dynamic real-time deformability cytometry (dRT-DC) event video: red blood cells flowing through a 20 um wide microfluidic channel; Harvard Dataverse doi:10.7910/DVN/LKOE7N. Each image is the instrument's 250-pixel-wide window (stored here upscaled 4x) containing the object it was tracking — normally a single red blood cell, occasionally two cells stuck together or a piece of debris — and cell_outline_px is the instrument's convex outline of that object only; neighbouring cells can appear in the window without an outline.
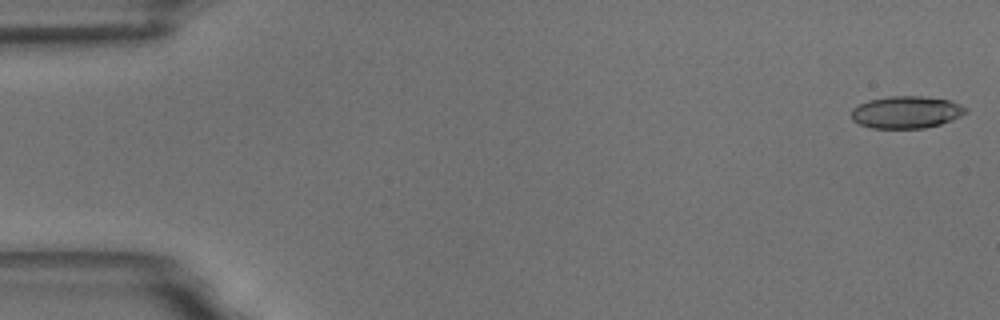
{"species": "common noctule bat (a hibernating species)", "species_latin": "Nyctalus noctula", "temperature_condition": "room temperature", "stored_images_in_passage": 55, "camera_frame_rate_fps": 3000, "um_per_image_px": 0.085, "animal": {"sex": "male", "body_mass_g": 18.8}, "frame": {"image": 1, "passage_image": 1, "time_ms": 0.0, "image_size_px": [1000, 320], "cell_outline_px": [[968, 112], [952, 120], [940, 124], [924, 128], [872, 128], [860, 124], [852, 120], [852, 108], [868, 100], [888, 96], [920, 96], [948, 100], [960, 104], [968, 108]], "centroid_in_image_um": [77.04, 9.53], "position_along_channel_um": 8.0, "area_um2": 21.44}}
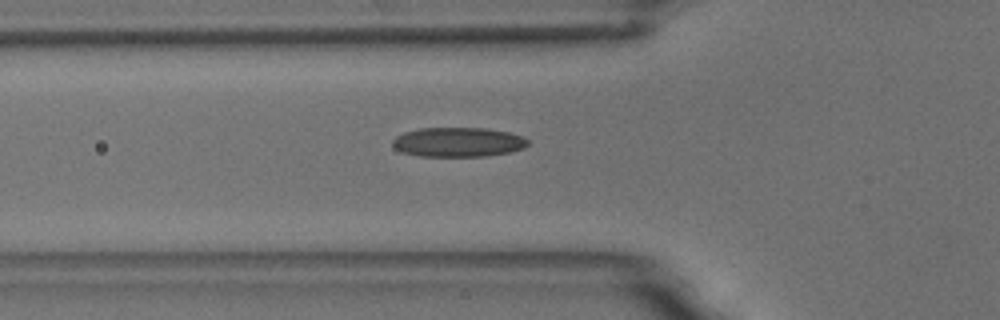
{"frame": {"image": 2, "passage_image": 19, "time_ms": 6.0, "image_size_px": [1000, 320], "cell_outline_px": [[528, 144], [524, 148], [508, 152], [484, 156], [420, 156], [404, 152], [396, 148], [392, 144], [392, 140], [396, 136], [404, 132], [420, 128], [484, 128], [508, 132], [524, 136], [528, 140]], "centroid_in_image_um": [38.95, 12.07], "position_along_channel_um": 86.9, "area_um2": 23.12}}
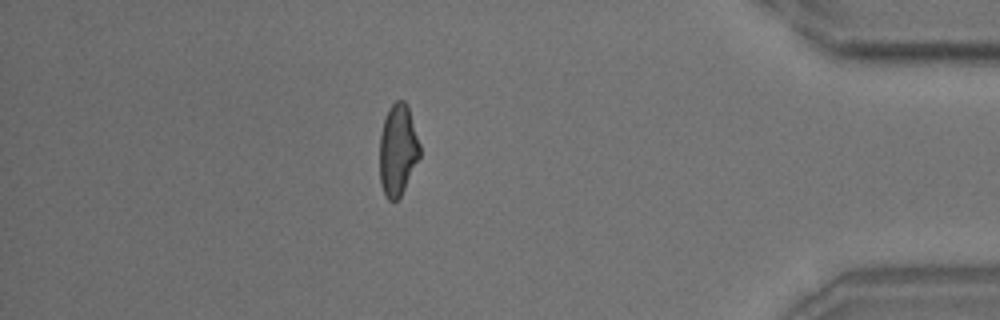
{"frame": {"image": 3, "passage_image": 48, "time_ms": 15.667, "image_size_px": [1000, 320], "cell_outline_px": [[420, 156], [400, 196], [396, 200], [388, 200], [380, 184], [380, 136], [384, 120], [388, 108], [396, 100], [404, 100], [408, 104], [420, 144]], "centroid_in_image_um": [33.81, 12.7], "position_along_channel_um": 401.4, "area_um2": 21.33}, "authors_computed_cell_mechanics": {"area_um2": 22.0218, "velocity_mm_per_s": 3.6557, "shape_relaxation_time_tau1_ms": 5.9354, "shape_relaxation_time_tau2_ms": 1.9423, "deformation_change_tau1": 0.1683, "deformation_change_tau2": 0.0931}}